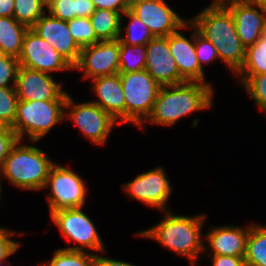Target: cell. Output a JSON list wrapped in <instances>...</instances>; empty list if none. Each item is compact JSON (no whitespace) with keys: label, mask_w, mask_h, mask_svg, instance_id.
Returning <instances> with one entry per match:
<instances>
[{"label":"cell","mask_w":266,"mask_h":266,"mask_svg":"<svg viewBox=\"0 0 266 266\" xmlns=\"http://www.w3.org/2000/svg\"><path fill=\"white\" fill-rule=\"evenodd\" d=\"M46 7L51 16L70 21L77 18V0H51Z\"/></svg>","instance_id":"obj_33"},{"label":"cell","mask_w":266,"mask_h":266,"mask_svg":"<svg viewBox=\"0 0 266 266\" xmlns=\"http://www.w3.org/2000/svg\"><path fill=\"white\" fill-rule=\"evenodd\" d=\"M126 1H127V4L130 7L132 4L137 3V2H140V1H144V0H126Z\"/></svg>","instance_id":"obj_43"},{"label":"cell","mask_w":266,"mask_h":266,"mask_svg":"<svg viewBox=\"0 0 266 266\" xmlns=\"http://www.w3.org/2000/svg\"><path fill=\"white\" fill-rule=\"evenodd\" d=\"M144 69L161 86L186 82L180 76L176 61L170 53L168 36L154 37L147 43Z\"/></svg>","instance_id":"obj_15"},{"label":"cell","mask_w":266,"mask_h":266,"mask_svg":"<svg viewBox=\"0 0 266 266\" xmlns=\"http://www.w3.org/2000/svg\"><path fill=\"white\" fill-rule=\"evenodd\" d=\"M14 234L16 235V233L6 228H0V262H4V259L18 250L20 244L9 239Z\"/></svg>","instance_id":"obj_36"},{"label":"cell","mask_w":266,"mask_h":266,"mask_svg":"<svg viewBox=\"0 0 266 266\" xmlns=\"http://www.w3.org/2000/svg\"><path fill=\"white\" fill-rule=\"evenodd\" d=\"M98 101H93L116 121L125 122V98L120 74L99 76L92 79Z\"/></svg>","instance_id":"obj_19"},{"label":"cell","mask_w":266,"mask_h":266,"mask_svg":"<svg viewBox=\"0 0 266 266\" xmlns=\"http://www.w3.org/2000/svg\"><path fill=\"white\" fill-rule=\"evenodd\" d=\"M0 177H2L1 175H0ZM0 194H1V182H0ZM1 198V197H0Z\"/></svg>","instance_id":"obj_47"},{"label":"cell","mask_w":266,"mask_h":266,"mask_svg":"<svg viewBox=\"0 0 266 266\" xmlns=\"http://www.w3.org/2000/svg\"><path fill=\"white\" fill-rule=\"evenodd\" d=\"M81 209L83 208H67L51 213L52 220L63 236L80 244L64 249L85 251L87 247L90 250L105 251L93 222Z\"/></svg>","instance_id":"obj_8"},{"label":"cell","mask_w":266,"mask_h":266,"mask_svg":"<svg viewBox=\"0 0 266 266\" xmlns=\"http://www.w3.org/2000/svg\"><path fill=\"white\" fill-rule=\"evenodd\" d=\"M192 27L196 29L195 33V51L196 57L198 58L201 69L203 70V63H209L210 61L219 58L216 48L213 44L202 36L197 28L190 22Z\"/></svg>","instance_id":"obj_34"},{"label":"cell","mask_w":266,"mask_h":266,"mask_svg":"<svg viewBox=\"0 0 266 266\" xmlns=\"http://www.w3.org/2000/svg\"><path fill=\"white\" fill-rule=\"evenodd\" d=\"M18 58L7 55L0 49V87H15L19 69ZM13 81V86L9 85Z\"/></svg>","instance_id":"obj_31"},{"label":"cell","mask_w":266,"mask_h":266,"mask_svg":"<svg viewBox=\"0 0 266 266\" xmlns=\"http://www.w3.org/2000/svg\"><path fill=\"white\" fill-rule=\"evenodd\" d=\"M266 74V34L246 48L245 61L236 75H243L242 85L253 75Z\"/></svg>","instance_id":"obj_23"},{"label":"cell","mask_w":266,"mask_h":266,"mask_svg":"<svg viewBox=\"0 0 266 266\" xmlns=\"http://www.w3.org/2000/svg\"><path fill=\"white\" fill-rule=\"evenodd\" d=\"M119 12L108 9H95L90 16L92 27L100 41L118 39L122 32Z\"/></svg>","instance_id":"obj_22"},{"label":"cell","mask_w":266,"mask_h":266,"mask_svg":"<svg viewBox=\"0 0 266 266\" xmlns=\"http://www.w3.org/2000/svg\"><path fill=\"white\" fill-rule=\"evenodd\" d=\"M65 108H72L67 117L95 144H104L113 126L119 122L93 102L74 104L69 94Z\"/></svg>","instance_id":"obj_10"},{"label":"cell","mask_w":266,"mask_h":266,"mask_svg":"<svg viewBox=\"0 0 266 266\" xmlns=\"http://www.w3.org/2000/svg\"><path fill=\"white\" fill-rule=\"evenodd\" d=\"M223 4L234 17L236 31L241 43L246 48L254 45L264 34V8L244 0H228Z\"/></svg>","instance_id":"obj_17"},{"label":"cell","mask_w":266,"mask_h":266,"mask_svg":"<svg viewBox=\"0 0 266 266\" xmlns=\"http://www.w3.org/2000/svg\"><path fill=\"white\" fill-rule=\"evenodd\" d=\"M189 21L213 44L219 59L236 74L244 64L246 47L238 37L230 10L223 3L213 2Z\"/></svg>","instance_id":"obj_1"},{"label":"cell","mask_w":266,"mask_h":266,"mask_svg":"<svg viewBox=\"0 0 266 266\" xmlns=\"http://www.w3.org/2000/svg\"><path fill=\"white\" fill-rule=\"evenodd\" d=\"M225 1H228V0H215L214 2H217V3H224Z\"/></svg>","instance_id":"obj_45"},{"label":"cell","mask_w":266,"mask_h":266,"mask_svg":"<svg viewBox=\"0 0 266 266\" xmlns=\"http://www.w3.org/2000/svg\"><path fill=\"white\" fill-rule=\"evenodd\" d=\"M68 22L70 34L80 48L96 44L100 40L97 38L90 18H74Z\"/></svg>","instance_id":"obj_29"},{"label":"cell","mask_w":266,"mask_h":266,"mask_svg":"<svg viewBox=\"0 0 266 266\" xmlns=\"http://www.w3.org/2000/svg\"><path fill=\"white\" fill-rule=\"evenodd\" d=\"M161 167L139 174L124 185L129 195L143 203L165 211L171 194V185Z\"/></svg>","instance_id":"obj_14"},{"label":"cell","mask_w":266,"mask_h":266,"mask_svg":"<svg viewBox=\"0 0 266 266\" xmlns=\"http://www.w3.org/2000/svg\"><path fill=\"white\" fill-rule=\"evenodd\" d=\"M46 5L51 1V0H42Z\"/></svg>","instance_id":"obj_46"},{"label":"cell","mask_w":266,"mask_h":266,"mask_svg":"<svg viewBox=\"0 0 266 266\" xmlns=\"http://www.w3.org/2000/svg\"><path fill=\"white\" fill-rule=\"evenodd\" d=\"M96 9H108L123 14L129 10L126 0H92Z\"/></svg>","instance_id":"obj_37"},{"label":"cell","mask_w":266,"mask_h":266,"mask_svg":"<svg viewBox=\"0 0 266 266\" xmlns=\"http://www.w3.org/2000/svg\"><path fill=\"white\" fill-rule=\"evenodd\" d=\"M129 10L151 31L154 37H167L188 27L190 21L180 18L164 0H144L132 4Z\"/></svg>","instance_id":"obj_12"},{"label":"cell","mask_w":266,"mask_h":266,"mask_svg":"<svg viewBox=\"0 0 266 266\" xmlns=\"http://www.w3.org/2000/svg\"><path fill=\"white\" fill-rule=\"evenodd\" d=\"M243 85L258 107L266 113V74L253 75Z\"/></svg>","instance_id":"obj_32"},{"label":"cell","mask_w":266,"mask_h":266,"mask_svg":"<svg viewBox=\"0 0 266 266\" xmlns=\"http://www.w3.org/2000/svg\"><path fill=\"white\" fill-rule=\"evenodd\" d=\"M95 266H135V265L118 260H112L96 254Z\"/></svg>","instance_id":"obj_40"},{"label":"cell","mask_w":266,"mask_h":266,"mask_svg":"<svg viewBox=\"0 0 266 266\" xmlns=\"http://www.w3.org/2000/svg\"><path fill=\"white\" fill-rule=\"evenodd\" d=\"M264 34H266V8H264Z\"/></svg>","instance_id":"obj_44"},{"label":"cell","mask_w":266,"mask_h":266,"mask_svg":"<svg viewBox=\"0 0 266 266\" xmlns=\"http://www.w3.org/2000/svg\"><path fill=\"white\" fill-rule=\"evenodd\" d=\"M73 69L85 71L84 78L118 74L119 39L99 41L81 48L78 62Z\"/></svg>","instance_id":"obj_11"},{"label":"cell","mask_w":266,"mask_h":266,"mask_svg":"<svg viewBox=\"0 0 266 266\" xmlns=\"http://www.w3.org/2000/svg\"><path fill=\"white\" fill-rule=\"evenodd\" d=\"M95 9L92 0H77V17L79 18H90Z\"/></svg>","instance_id":"obj_39"},{"label":"cell","mask_w":266,"mask_h":266,"mask_svg":"<svg viewBox=\"0 0 266 266\" xmlns=\"http://www.w3.org/2000/svg\"><path fill=\"white\" fill-rule=\"evenodd\" d=\"M17 103L18 97L15 87H0V125L13 126Z\"/></svg>","instance_id":"obj_30"},{"label":"cell","mask_w":266,"mask_h":266,"mask_svg":"<svg viewBox=\"0 0 266 266\" xmlns=\"http://www.w3.org/2000/svg\"><path fill=\"white\" fill-rule=\"evenodd\" d=\"M119 74L125 98V122L141 127L151 114L162 86L145 69Z\"/></svg>","instance_id":"obj_6"},{"label":"cell","mask_w":266,"mask_h":266,"mask_svg":"<svg viewBox=\"0 0 266 266\" xmlns=\"http://www.w3.org/2000/svg\"><path fill=\"white\" fill-rule=\"evenodd\" d=\"M18 100H67V92L48 73L19 66L16 78Z\"/></svg>","instance_id":"obj_13"},{"label":"cell","mask_w":266,"mask_h":266,"mask_svg":"<svg viewBox=\"0 0 266 266\" xmlns=\"http://www.w3.org/2000/svg\"><path fill=\"white\" fill-rule=\"evenodd\" d=\"M20 140L11 148L0 175L23 189H43L51 167L55 164L35 146L20 145Z\"/></svg>","instance_id":"obj_4"},{"label":"cell","mask_w":266,"mask_h":266,"mask_svg":"<svg viewBox=\"0 0 266 266\" xmlns=\"http://www.w3.org/2000/svg\"><path fill=\"white\" fill-rule=\"evenodd\" d=\"M191 40L192 43L178 31L171 33L168 35L170 53L176 61L180 76L186 82L207 83L196 57L194 32Z\"/></svg>","instance_id":"obj_18"},{"label":"cell","mask_w":266,"mask_h":266,"mask_svg":"<svg viewBox=\"0 0 266 266\" xmlns=\"http://www.w3.org/2000/svg\"><path fill=\"white\" fill-rule=\"evenodd\" d=\"M18 61L19 65L24 68L44 73L73 69V66L56 49L31 28L25 34Z\"/></svg>","instance_id":"obj_9"},{"label":"cell","mask_w":266,"mask_h":266,"mask_svg":"<svg viewBox=\"0 0 266 266\" xmlns=\"http://www.w3.org/2000/svg\"><path fill=\"white\" fill-rule=\"evenodd\" d=\"M96 254H88L86 251L59 249L55 251L51 261L45 263L48 266H95Z\"/></svg>","instance_id":"obj_27"},{"label":"cell","mask_w":266,"mask_h":266,"mask_svg":"<svg viewBox=\"0 0 266 266\" xmlns=\"http://www.w3.org/2000/svg\"><path fill=\"white\" fill-rule=\"evenodd\" d=\"M250 227H214L206 238L209 242L213 255H227L233 257H245L246 240Z\"/></svg>","instance_id":"obj_20"},{"label":"cell","mask_w":266,"mask_h":266,"mask_svg":"<svg viewBox=\"0 0 266 266\" xmlns=\"http://www.w3.org/2000/svg\"><path fill=\"white\" fill-rule=\"evenodd\" d=\"M67 100H18L16 117L11 127L21 141L26 133L32 142L40 140L63 120Z\"/></svg>","instance_id":"obj_5"},{"label":"cell","mask_w":266,"mask_h":266,"mask_svg":"<svg viewBox=\"0 0 266 266\" xmlns=\"http://www.w3.org/2000/svg\"><path fill=\"white\" fill-rule=\"evenodd\" d=\"M28 29L14 17H0V49L7 55L18 58Z\"/></svg>","instance_id":"obj_21"},{"label":"cell","mask_w":266,"mask_h":266,"mask_svg":"<svg viewBox=\"0 0 266 266\" xmlns=\"http://www.w3.org/2000/svg\"><path fill=\"white\" fill-rule=\"evenodd\" d=\"M123 14L130 18L127 26V36H119V40L127 45H147L154 36L149 28L130 10H126Z\"/></svg>","instance_id":"obj_28"},{"label":"cell","mask_w":266,"mask_h":266,"mask_svg":"<svg viewBox=\"0 0 266 266\" xmlns=\"http://www.w3.org/2000/svg\"><path fill=\"white\" fill-rule=\"evenodd\" d=\"M46 4L42 0H14L13 17L27 28H32L43 15Z\"/></svg>","instance_id":"obj_26"},{"label":"cell","mask_w":266,"mask_h":266,"mask_svg":"<svg viewBox=\"0 0 266 266\" xmlns=\"http://www.w3.org/2000/svg\"><path fill=\"white\" fill-rule=\"evenodd\" d=\"M213 266H246L244 257L213 255Z\"/></svg>","instance_id":"obj_38"},{"label":"cell","mask_w":266,"mask_h":266,"mask_svg":"<svg viewBox=\"0 0 266 266\" xmlns=\"http://www.w3.org/2000/svg\"><path fill=\"white\" fill-rule=\"evenodd\" d=\"M18 140L11 127L0 125V172L11 148Z\"/></svg>","instance_id":"obj_35"},{"label":"cell","mask_w":266,"mask_h":266,"mask_svg":"<svg viewBox=\"0 0 266 266\" xmlns=\"http://www.w3.org/2000/svg\"><path fill=\"white\" fill-rule=\"evenodd\" d=\"M164 218L155 227L137 235L154 238L177 254L189 258L194 265L199 253L206 250L201 239L204 215L187 217L173 215L168 211Z\"/></svg>","instance_id":"obj_3"},{"label":"cell","mask_w":266,"mask_h":266,"mask_svg":"<svg viewBox=\"0 0 266 266\" xmlns=\"http://www.w3.org/2000/svg\"><path fill=\"white\" fill-rule=\"evenodd\" d=\"M250 4H253L255 6H259L261 8H266V0H244Z\"/></svg>","instance_id":"obj_42"},{"label":"cell","mask_w":266,"mask_h":266,"mask_svg":"<svg viewBox=\"0 0 266 266\" xmlns=\"http://www.w3.org/2000/svg\"><path fill=\"white\" fill-rule=\"evenodd\" d=\"M14 0H0V17H13Z\"/></svg>","instance_id":"obj_41"},{"label":"cell","mask_w":266,"mask_h":266,"mask_svg":"<svg viewBox=\"0 0 266 266\" xmlns=\"http://www.w3.org/2000/svg\"><path fill=\"white\" fill-rule=\"evenodd\" d=\"M212 95V87L207 83L184 82L162 86L147 119L153 124L173 125L182 116L211 107Z\"/></svg>","instance_id":"obj_2"},{"label":"cell","mask_w":266,"mask_h":266,"mask_svg":"<svg viewBox=\"0 0 266 266\" xmlns=\"http://www.w3.org/2000/svg\"><path fill=\"white\" fill-rule=\"evenodd\" d=\"M31 29L56 49L72 66L78 62L81 48L70 34L67 21L57 19L50 14L48 16L43 14Z\"/></svg>","instance_id":"obj_16"},{"label":"cell","mask_w":266,"mask_h":266,"mask_svg":"<svg viewBox=\"0 0 266 266\" xmlns=\"http://www.w3.org/2000/svg\"><path fill=\"white\" fill-rule=\"evenodd\" d=\"M244 260L246 266H266V225L250 226Z\"/></svg>","instance_id":"obj_24"},{"label":"cell","mask_w":266,"mask_h":266,"mask_svg":"<svg viewBox=\"0 0 266 266\" xmlns=\"http://www.w3.org/2000/svg\"><path fill=\"white\" fill-rule=\"evenodd\" d=\"M146 64V45H127L119 40V71L128 73L140 71Z\"/></svg>","instance_id":"obj_25"},{"label":"cell","mask_w":266,"mask_h":266,"mask_svg":"<svg viewBox=\"0 0 266 266\" xmlns=\"http://www.w3.org/2000/svg\"><path fill=\"white\" fill-rule=\"evenodd\" d=\"M83 180L66 167L53 165L49 171L45 186L51 187L48 195L50 213L67 208H83L86 187Z\"/></svg>","instance_id":"obj_7"}]
</instances>
